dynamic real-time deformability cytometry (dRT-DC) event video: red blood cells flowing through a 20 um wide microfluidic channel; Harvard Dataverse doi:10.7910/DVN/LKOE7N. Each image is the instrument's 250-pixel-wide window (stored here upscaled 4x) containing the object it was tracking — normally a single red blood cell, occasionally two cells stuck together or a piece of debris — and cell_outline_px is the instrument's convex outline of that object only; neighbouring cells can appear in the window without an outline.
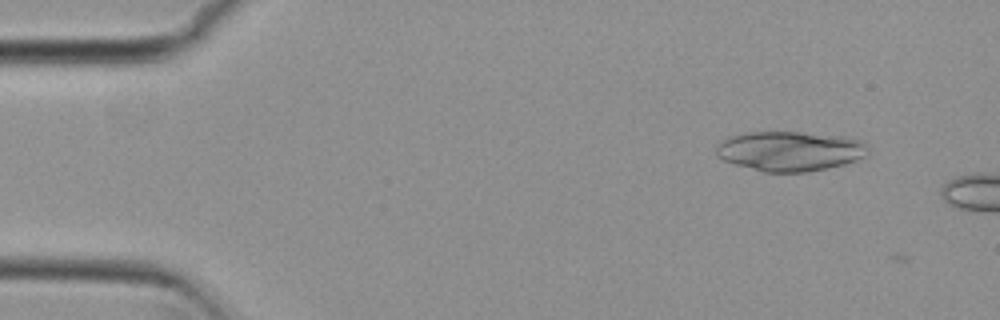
{"species": "common noctule bat (a hibernating species)", "species_latin": "Nyctalus noctula", "temperature_condition": "cold", "stored_images_in_passage": 3, "camera_frame_rate_fps": 3000, "um_per_image_px": 0.085, "animal": {"sex": "female", "body_mass_g": 29.2, "forearm_length_mm": 56.3}, "frame": {"image": 1, "passage_image": 2, "time_ms": 0.333, "image_size_px": [1000, 320], "cell_outline_px": [[868, 156], [844, 164], [808, 172], [764, 172], [736, 164], [724, 160], [716, 156], [716, 144], [720, 140], [728, 136], [748, 132], [800, 132], [848, 136], [860, 140], [868, 144]], "centroid_in_image_um": [67.16, 12.83], "position_along_channel_um": 17.8, "area_um2": 35.6}}